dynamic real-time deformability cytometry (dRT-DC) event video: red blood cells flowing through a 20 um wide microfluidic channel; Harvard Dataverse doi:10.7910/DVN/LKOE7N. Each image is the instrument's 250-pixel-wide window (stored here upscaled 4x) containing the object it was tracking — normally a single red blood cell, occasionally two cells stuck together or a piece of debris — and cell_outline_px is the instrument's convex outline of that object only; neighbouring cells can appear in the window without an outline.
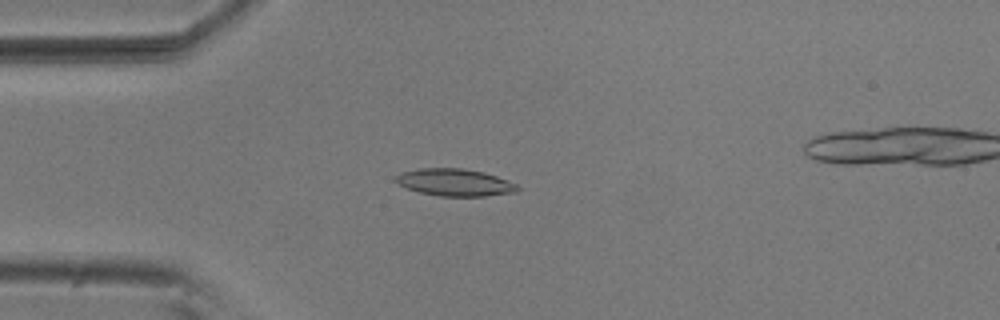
{"species": "common noctule bat (a hibernating species)", "species_latin": "Nyctalus noctula", "temperature_condition": "room temperature", "stored_images_in_passage": 4, "camera_frame_rate_fps": 3000, "um_per_image_px": 0.085, "animal": {"sex": "male", "body_mass_g": 20.5, "forearm_length_mm": 52.5}, "frame": {"image": 1, "passage_image": 3, "time_ms": 0.667, "image_size_px": [1000, 320], "cell_outline_px": [[520, 188], [516, 192], [484, 196], [440, 196], [420, 192], [396, 184], [392, 180], [400, 172], [420, 168], [464, 168], [484, 172], [508, 180], [516, 184]], "centroid_in_image_um": [38.63, 15.5], "position_along_channel_um": 46.4, "area_um2": 19.42}}